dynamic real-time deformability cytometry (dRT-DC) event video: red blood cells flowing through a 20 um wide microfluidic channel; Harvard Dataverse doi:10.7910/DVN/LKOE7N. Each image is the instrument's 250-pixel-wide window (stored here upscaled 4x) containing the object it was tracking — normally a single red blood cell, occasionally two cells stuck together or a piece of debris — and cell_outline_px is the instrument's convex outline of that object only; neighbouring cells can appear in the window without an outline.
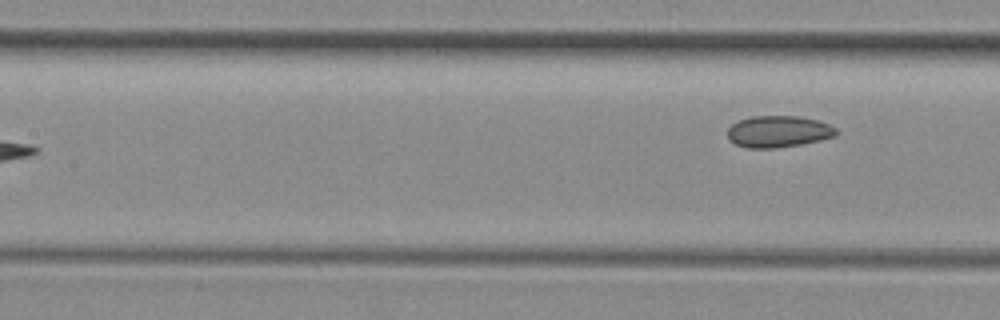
{"species": "common noctule bat (a hibernating species)", "species_latin": "Nyctalus noctula", "temperature_condition": "room temperature", "stored_images_in_passage": 6, "segment_of_instrument_passage": [2, 2], "camera_frame_rate_fps": 3000, "um_per_image_px": 0.085, "animal": {"sex": "female", "body_mass_g": 29.2, "forearm_length_mm": 56.3}, "frame": {"image": 1, "passage_image": 6, "time_ms": 5.667, "image_size_px": [1000, 320], "cell_outline_px": [[840, 132], [836, 136], [820, 140], [800, 144], [776, 148], [748, 148], [736, 144], [728, 140], [728, 128], [732, 124], [740, 120], [752, 116], [800, 116], [816, 120], [828, 124], [836, 128]], "centroid_in_image_um": [66.17, 11.18], "position_along_channel_um": 141.2, "area_um2": 20.06}}